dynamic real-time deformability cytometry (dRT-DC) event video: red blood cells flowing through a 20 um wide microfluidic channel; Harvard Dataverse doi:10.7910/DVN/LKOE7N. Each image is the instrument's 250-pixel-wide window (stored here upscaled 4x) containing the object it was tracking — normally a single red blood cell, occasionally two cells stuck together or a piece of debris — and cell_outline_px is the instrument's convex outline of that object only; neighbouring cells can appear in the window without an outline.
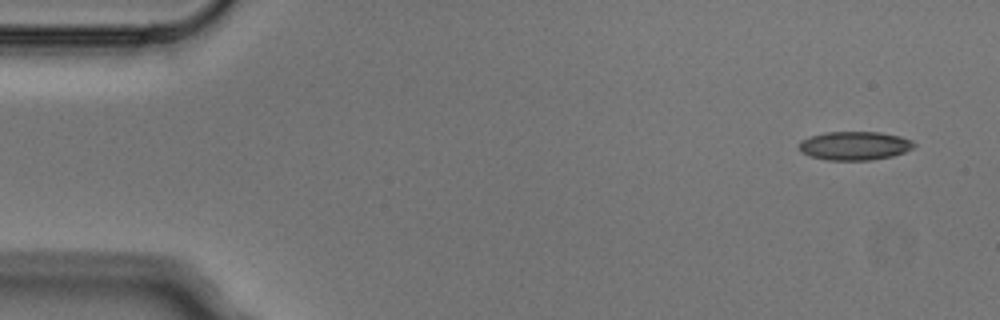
{"species": "Egyptian fruit bat (a non-hibernating species)", "species_latin": "Rousettus aegyptiacus", "temperature_condition": "cold", "stored_images_in_passage": 3, "camera_frame_rate_fps": 3000, "um_per_image_px": 0.085, "animal": {"sex": "male"}, "frame": {"image": 1, "passage_image": 1, "time_ms": 0.0, "image_size_px": [1000, 320], "cell_outline_px": [[916, 144], [912, 148], [904, 152], [892, 156], [872, 160], [828, 160], [808, 156], [800, 152], [800, 140], [808, 136], [824, 132], [880, 132], [900, 136], [912, 140]], "centroid_in_image_um": [72.61, 12.38], "position_along_channel_um": 12.4, "area_um2": 19.36}}
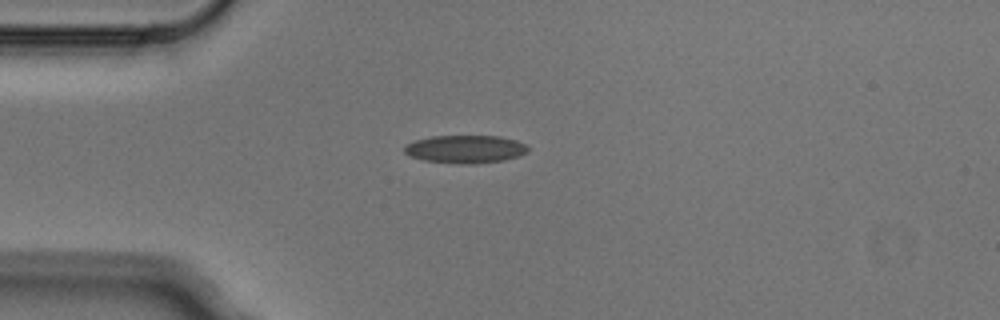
{"frame": {"image": 2, "passage_image": 3, "time_ms": 0.667, "image_size_px": [1000, 320], "cell_outline_px": [[528, 152], [520, 156], [504, 160], [476, 164], [456, 164], [424, 160], [412, 156], [404, 152], [404, 148], [408, 144], [416, 140], [432, 136], [500, 136], [516, 140], [524, 144], [528, 148]], "centroid_in_image_um": [39.59, 12.68], "position_along_channel_um": 45.4, "area_um2": 20.11}}